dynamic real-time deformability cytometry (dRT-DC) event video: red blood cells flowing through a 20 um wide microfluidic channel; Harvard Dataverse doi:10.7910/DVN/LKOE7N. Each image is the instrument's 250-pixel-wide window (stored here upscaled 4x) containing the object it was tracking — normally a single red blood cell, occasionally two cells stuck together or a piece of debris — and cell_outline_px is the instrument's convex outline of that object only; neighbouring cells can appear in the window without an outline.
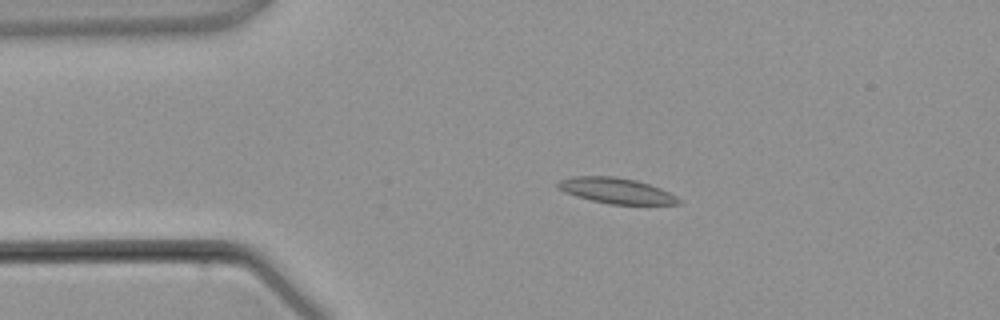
{"species": "common noctule bat (a hibernating species)", "species_latin": "Nyctalus noctula", "temperature_condition": "warm", "stored_images_in_passage": 5, "camera_frame_rate_fps": 3000, "um_per_image_px": 0.085, "animal": {"sex": "male", "body_mass_g": 21.5, "forearm_length_mm": 52.0}, "frame": {"image": 1, "passage_image": 3, "time_ms": 2.333, "image_size_px": [1000, 320], "cell_outline_px": [[680, 204], [608, 204], [576, 196], [564, 192], [556, 188], [556, 184], [560, 180], [572, 176], [612, 176], [636, 180], [660, 188], [676, 196], [680, 200]], "centroid_in_image_um": [52.33, 16.2], "position_along_channel_um": 32.7, "area_um2": 17.92}}
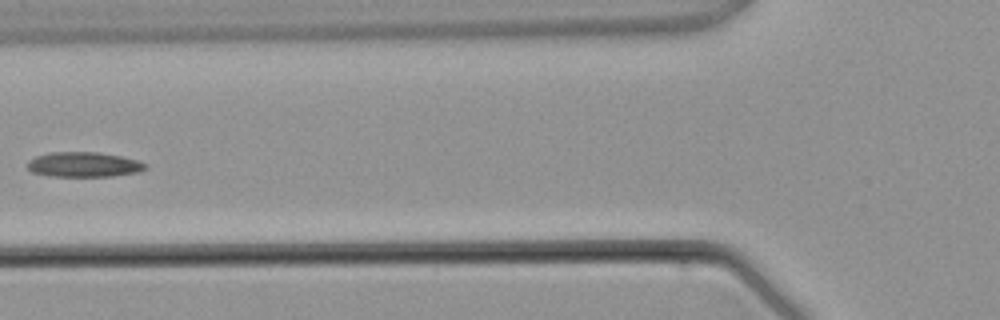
{"frame": {"image": 2, "passage_image": 5, "time_ms": 5.0, "image_size_px": [1000, 320], "cell_outline_px": [[148, 168], [140, 172], [112, 176], [52, 176], [32, 172], [28, 168], [28, 160], [36, 156], [48, 152], [100, 152], [120, 156], [136, 160], [148, 164]], "centroid_in_image_um": [7.15, 13.98], "position_along_channel_um": 118.7, "area_um2": 17.22}}